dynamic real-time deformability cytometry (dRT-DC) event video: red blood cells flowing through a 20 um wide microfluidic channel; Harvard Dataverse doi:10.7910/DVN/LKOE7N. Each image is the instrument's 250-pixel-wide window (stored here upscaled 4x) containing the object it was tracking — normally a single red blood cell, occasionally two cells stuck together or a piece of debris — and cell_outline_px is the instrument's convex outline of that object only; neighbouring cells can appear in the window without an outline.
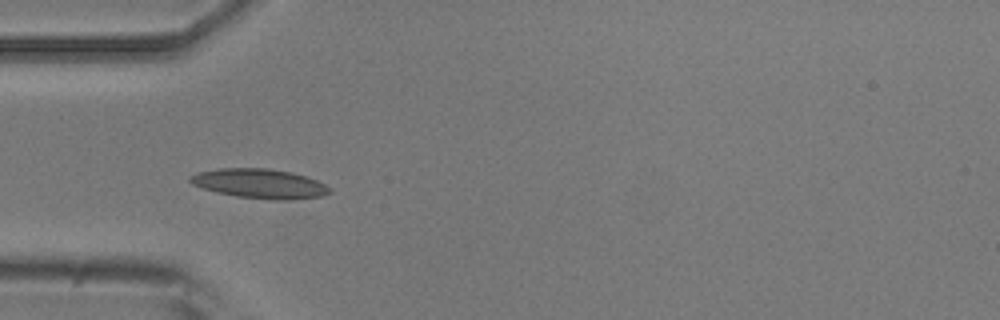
{"species": "common noctule bat (a hibernating species)", "species_latin": "Nyctalus noctula", "temperature_condition": "room temperature", "stored_images_in_passage": 39, "camera_frame_rate_fps": 3000, "um_per_image_px": 0.085, "animal": {"sex": "male", "body_mass_g": 20.5, "forearm_length_mm": 52.5}, "frame": {"image": 1, "passage_image": 3, "time_ms": 0.667, "image_size_px": [1000, 320], "cell_outline_px": [[332, 192], [320, 196], [288, 200], [276, 200], [236, 196], [216, 192], [192, 184], [188, 180], [188, 176], [196, 172], [220, 168], [268, 168], [292, 172], [316, 180], [324, 184]], "centroid_in_image_um": [22.02, 15.6], "position_along_channel_um": 63.0, "area_um2": 23.87}}
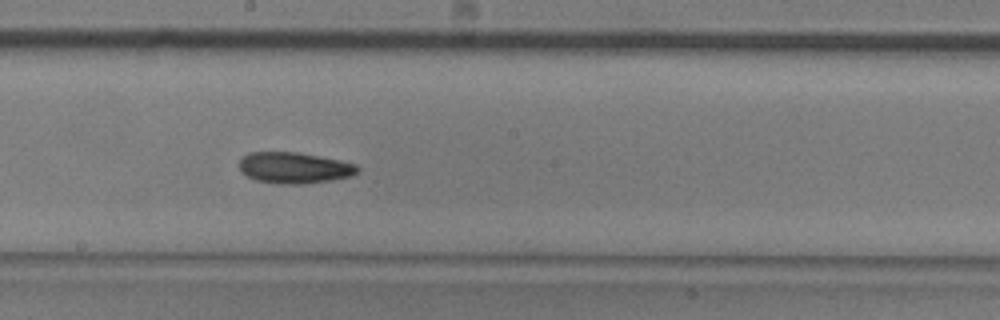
{"frame": {"image": 2, "passage_image": 16, "time_ms": 5.0, "image_size_px": [1000, 320], "cell_outline_px": [[360, 172], [352, 176], [332, 180], [304, 184], [276, 184], [256, 180], [240, 172], [240, 160], [248, 152], [296, 152], [320, 156], [340, 160], [356, 164], [360, 168]], "centroid_in_image_um": [25.04, 14.27], "position_along_channel_um": 223.2, "area_um2": 21.68}}
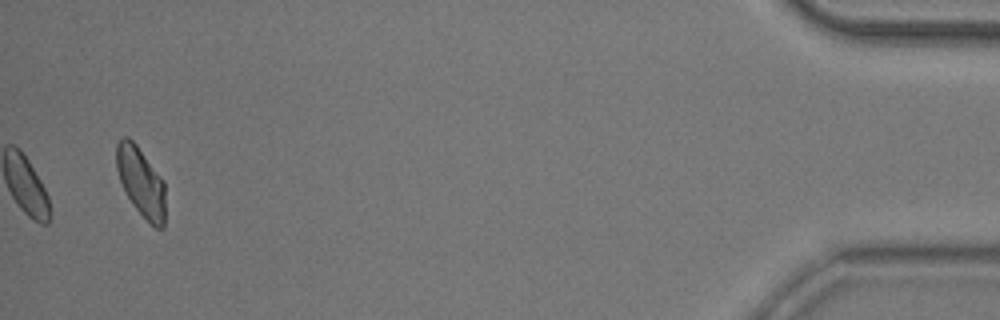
{"frame": {"image": 3, "passage_image": 39, "time_ms": 12.667, "image_size_px": [1000, 320], "cell_outline_px": [[164, 228], [156, 228], [132, 204], [120, 180], [116, 168], [116, 144], [120, 136], [128, 136], [136, 144], [164, 180]], "centroid_in_image_um": [11.96, 15.4], "position_along_channel_um": 423.2, "area_um2": 19.54}, "authors_computed_cell_mechanics": {"area_um2": 20.8658, "velocity_mm_per_s": 3.6992, "shape_relaxation_time_tau1_ms": 3.9382, "shape_relaxation_time_tau2_ms": 5.6761, "deformation_change_tau1": 0.1336, "deformation_change_tau2": 0.1123}}